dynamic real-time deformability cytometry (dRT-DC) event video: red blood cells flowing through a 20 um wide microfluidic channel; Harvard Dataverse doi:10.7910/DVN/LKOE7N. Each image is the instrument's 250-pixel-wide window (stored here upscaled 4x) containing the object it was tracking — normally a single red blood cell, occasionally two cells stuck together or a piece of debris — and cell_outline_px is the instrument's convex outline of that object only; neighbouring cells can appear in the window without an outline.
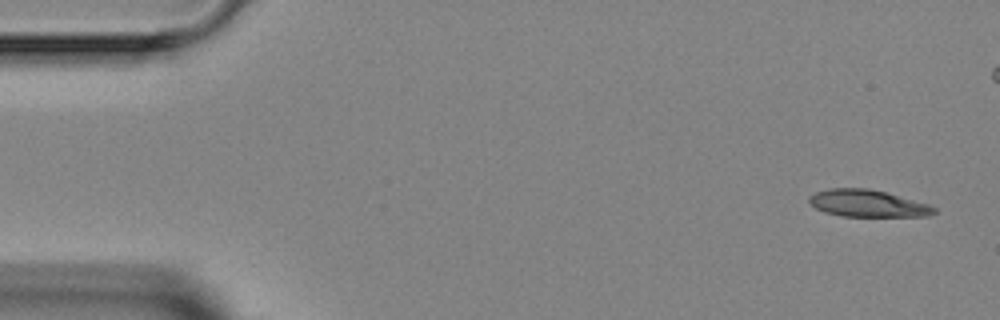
{"species": "Egyptian fruit bat (a non-hibernating species)", "species_latin": "Rousettus aegyptiacus", "temperature_condition": "room temperature", "stored_images_in_passage": 5, "camera_frame_rate_fps": 3000, "um_per_image_px": 0.085, "animal": {"sex": "female"}, "frame": {"image": 1, "passage_image": 1, "time_ms": 0.0, "image_size_px": [1000, 320], "cell_outline_px": [[936, 212], [928, 216], [840, 216], [824, 212], [816, 208], [808, 200], [808, 196], [816, 192], [828, 188], [868, 188], [884, 192], [928, 204], [936, 208]], "centroid_in_image_um": [73.71, 17.29], "position_along_channel_um": 11.3, "area_um2": 19.54}}